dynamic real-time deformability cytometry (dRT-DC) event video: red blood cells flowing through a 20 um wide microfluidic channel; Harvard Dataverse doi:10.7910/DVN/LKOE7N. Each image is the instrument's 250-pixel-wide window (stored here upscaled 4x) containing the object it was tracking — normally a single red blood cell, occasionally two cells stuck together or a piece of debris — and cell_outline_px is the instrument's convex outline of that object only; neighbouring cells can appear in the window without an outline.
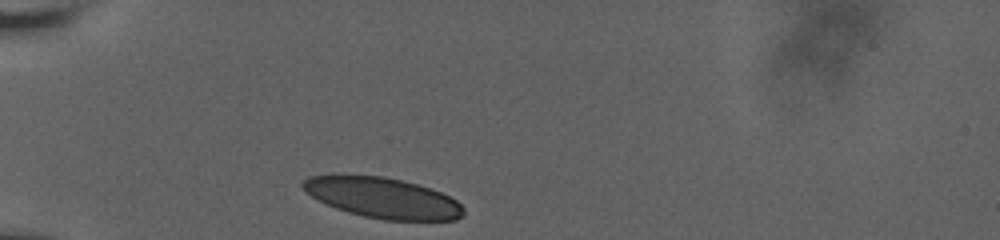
{"species": "human", "species_latin": "Homo sapiens", "temperature_condition": "room temperature", "stored_images_in_passage": 21, "camera_frame_rate_fps": 3000, "um_per_image_px": 0.085, "donor": {"sex": "male"}, "frame": {"image": 1, "passage_image": 1, "time_ms": 0.0, "image_size_px": [1000, 240], "cell_outline_px": [[464, 216], [456, 220], [384, 220], [364, 216], [348, 212], [336, 208], [312, 196], [300, 184], [308, 176], [332, 172], [344, 172], [384, 176], [432, 188], [456, 200], [464, 208]], "centroid_in_image_um": [32.48, 16.77], "position_along_channel_um": 52.5, "area_um2": 38.67}}
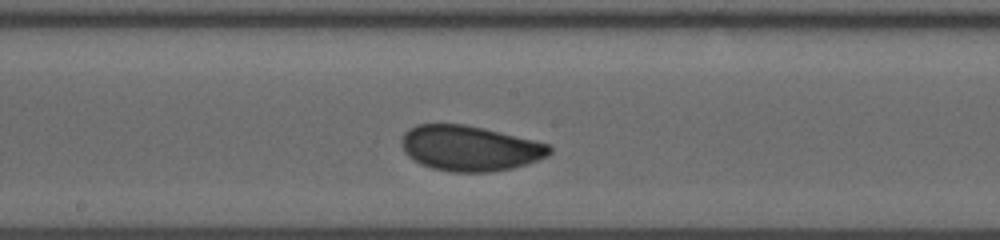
{"frame": {"image": 2, "passage_image": 10, "time_ms": 5.0, "image_size_px": [1000, 240], "cell_outline_px": [[552, 152], [548, 156], [528, 164], [512, 168], [488, 172], [452, 172], [432, 168], [420, 164], [408, 156], [404, 152], [400, 144], [400, 140], [404, 132], [408, 128], [416, 124], [464, 124], [484, 128], [548, 144], [552, 148]], "centroid_in_image_um": [39.89, 12.6], "position_along_channel_um": 208.3, "area_um2": 39.25}}
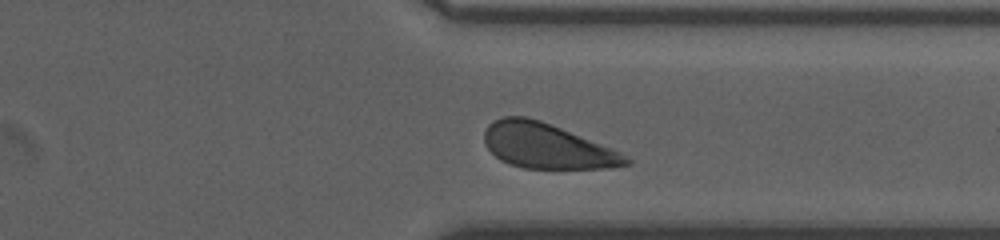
{"frame": {"image": 3, "passage_image": 18, "time_ms": 9.333, "image_size_px": [1000, 240], "cell_outline_px": [[632, 164], [612, 168], [524, 168], [508, 164], [500, 160], [484, 144], [484, 132], [488, 124], [492, 120], [504, 116], [524, 116], [540, 120], [620, 152], [632, 160]], "centroid_in_image_um": [46.45, 12.41], "position_along_channel_um": 365.0, "area_um2": 36.93}, "authors_computed_cell_mechanics": {"area_um2": 39.1884, "velocity_mm_per_s": 3.619, "shape_relaxation_time_tau1_ms": 3.3595, "shape_relaxation_time_tau2_ms": null, "deformation_change_tau1": 0.1037, "deformation_change_tau2": null}}